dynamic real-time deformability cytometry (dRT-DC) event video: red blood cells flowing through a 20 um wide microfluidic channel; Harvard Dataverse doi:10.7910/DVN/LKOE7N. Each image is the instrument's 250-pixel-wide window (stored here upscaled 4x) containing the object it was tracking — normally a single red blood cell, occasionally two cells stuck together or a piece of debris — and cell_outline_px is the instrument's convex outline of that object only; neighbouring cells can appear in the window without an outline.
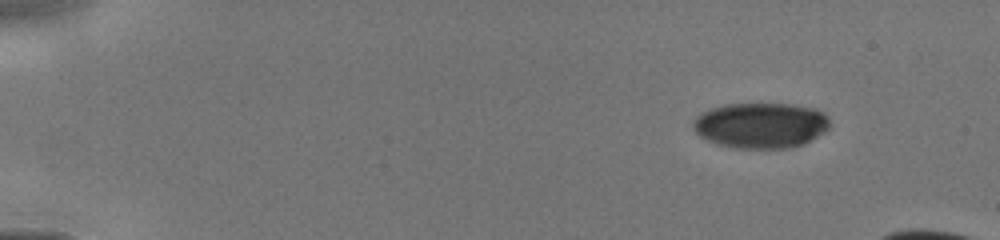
{"species": "human", "species_latin": "Homo sapiens", "temperature_condition": "cold", "stored_images_in_passage": 53, "camera_frame_rate_fps": 3000, "um_per_image_px": 0.085, "donor": {"sex": "male"}, "frame": {"image": 1, "passage_image": 1, "time_ms": 0.0, "image_size_px": [1000, 240], "cell_outline_px": [[828, 128], [824, 132], [804, 144], [788, 148], [732, 148], [716, 144], [700, 136], [692, 128], [692, 120], [696, 116], [708, 108], [724, 104], [792, 104], [816, 108], [824, 112], [828, 116]], "centroid_in_image_um": [64.64, 10.65], "position_along_channel_um": 20.4, "area_um2": 36.65}}
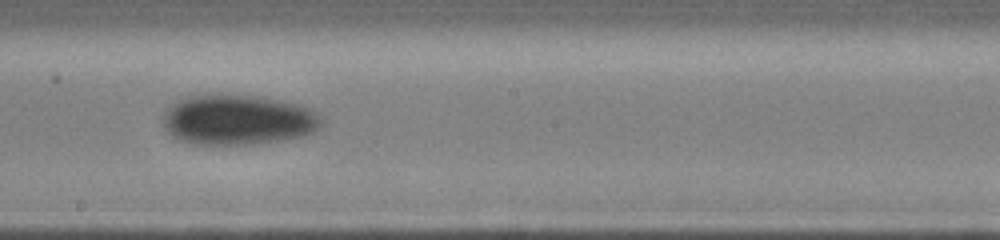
{"frame": {"image": 2, "passage_image": 26, "time_ms": 7.333, "image_size_px": [1000, 240], "cell_outline_px": [[324, 124], [320, 128], [304, 136], [280, 140], [252, 144], [196, 144], [180, 140], [172, 136], [164, 128], [164, 112], [172, 104], [188, 96], [212, 92], [220, 92], [260, 96], [280, 100], [296, 104], [308, 108], [316, 112], [324, 120]], "centroid_in_image_um": [20.23, 10.15], "position_along_channel_um": 228.0, "area_um2": 47.05}}
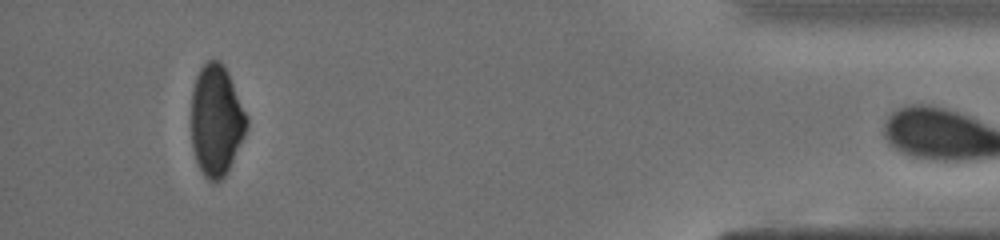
{"frame": {"image": 3, "passage_image": 50, "time_ms": 12.667, "image_size_px": [1000, 240], "cell_outline_px": [[248, 128], [224, 176], [220, 180], [208, 180], [204, 176], [196, 160], [192, 148], [192, 88], [196, 76], [200, 68], [208, 60], [220, 60], [228, 72], [248, 116]], "centroid_in_image_um": [18.39, 10.19], "position_along_channel_um": 416.8, "area_um2": 35.66}}